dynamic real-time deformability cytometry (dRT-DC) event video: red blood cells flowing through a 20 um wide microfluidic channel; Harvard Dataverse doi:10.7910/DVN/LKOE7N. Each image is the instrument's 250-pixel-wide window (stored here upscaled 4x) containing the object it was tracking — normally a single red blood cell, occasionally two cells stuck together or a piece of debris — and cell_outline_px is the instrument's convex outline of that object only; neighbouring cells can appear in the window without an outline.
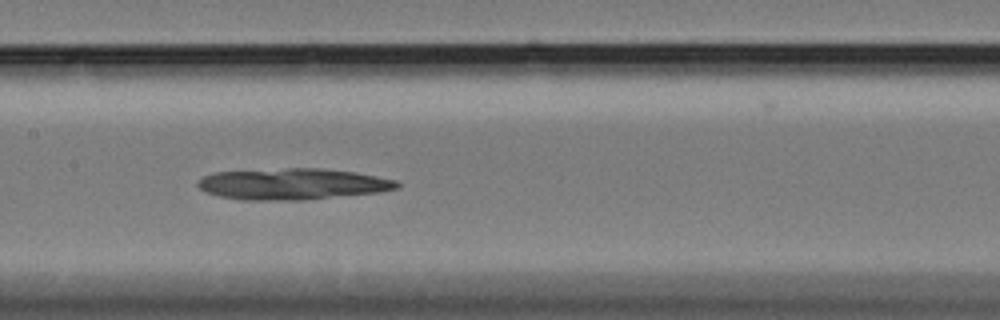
{"species": "Egyptian fruit bat (a non-hibernating species)", "species_latin": "Rousettus aegyptiacus", "temperature_condition": "cold", "stored_images_in_passage": 37, "camera_frame_rate_fps": 3000, "um_per_image_px": 0.085, "animal": {"sex": "female"}, "frame": {"image": 1, "passage_image": 13, "time_ms": 4.0, "image_size_px": [1000, 320], "cell_outline_px": [[400, 188], [380, 192], [304, 200], [240, 200], [220, 196], [208, 192], [200, 188], [196, 184], [204, 176], [212, 172], [288, 168], [320, 168], [352, 172], [376, 176], [396, 180], [400, 184]], "centroid_in_image_um": [24.88, 15.64], "position_along_channel_um": 182.5, "area_um2": 36.24}}
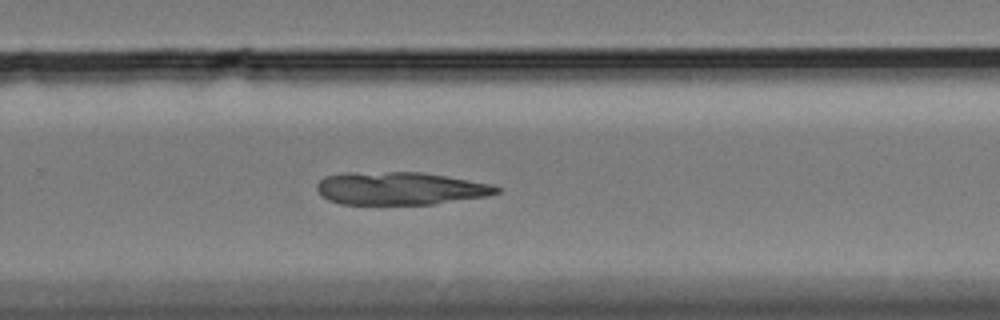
{"frame": {"image": 2, "passage_image": 23, "time_ms": 7.333, "image_size_px": [1000, 320], "cell_outline_px": [[504, 188], [500, 192], [488, 196], [432, 204], [340, 204], [328, 200], [320, 196], [316, 188], [316, 184], [324, 176], [344, 172], [420, 172], [492, 184]], "centroid_in_image_um": [33.98, 16.01], "position_along_channel_um": 295.8, "area_um2": 34.62}}
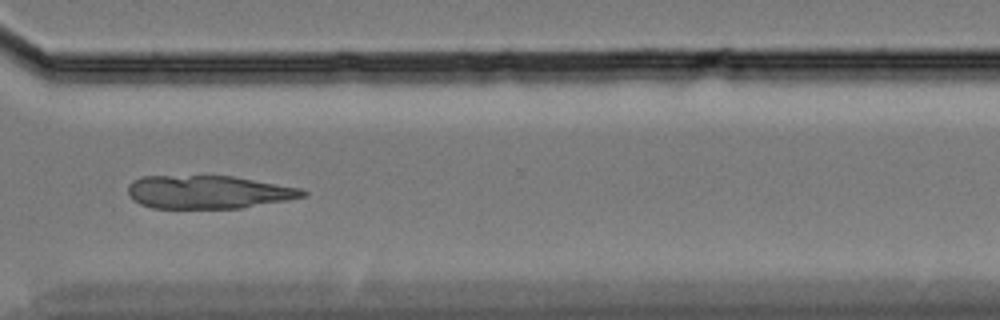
{"frame": {"image": 3, "passage_image": 28, "time_ms": 9.0, "image_size_px": [1000, 320], "cell_outline_px": [[308, 196], [288, 200], [240, 208], [152, 208], [140, 204], [132, 200], [128, 196], [128, 184], [132, 180], [140, 176], [232, 176], [300, 188], [308, 192]], "centroid_in_image_um": [17.67, 16.33], "position_along_channel_um": 352.9, "area_um2": 33.93}}